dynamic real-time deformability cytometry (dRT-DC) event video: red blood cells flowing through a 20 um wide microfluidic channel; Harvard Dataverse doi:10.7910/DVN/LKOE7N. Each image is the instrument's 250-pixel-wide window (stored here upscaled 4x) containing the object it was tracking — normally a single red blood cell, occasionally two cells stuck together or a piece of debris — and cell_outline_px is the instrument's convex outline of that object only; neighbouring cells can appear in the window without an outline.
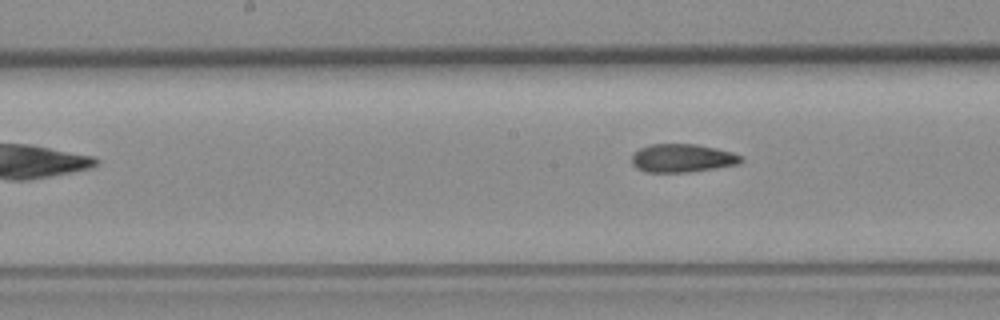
{"species": "common noctule bat (a hibernating species)", "species_latin": "Nyctalus noctula", "temperature_condition": "room temperature", "stored_images_in_passage": 5, "camera_frame_rate_fps": 3000, "um_per_image_px": 0.085, "animal": {"sex": "female", "body_mass_g": 19.3, "forearm_length_mm": 54.1}, "frame": {"image": 1, "passage_image": 5, "time_ms": 1.333, "image_size_px": [1000, 320], "cell_outline_px": [[744, 160], [740, 164], [716, 168], [688, 172], [644, 172], [636, 168], [632, 164], [632, 156], [640, 148], [652, 144], [696, 144], [716, 148], [732, 152], [740, 156]], "centroid_in_image_um": [58.01, 13.45], "position_along_channel_um": 190.2, "area_um2": 18.03}}